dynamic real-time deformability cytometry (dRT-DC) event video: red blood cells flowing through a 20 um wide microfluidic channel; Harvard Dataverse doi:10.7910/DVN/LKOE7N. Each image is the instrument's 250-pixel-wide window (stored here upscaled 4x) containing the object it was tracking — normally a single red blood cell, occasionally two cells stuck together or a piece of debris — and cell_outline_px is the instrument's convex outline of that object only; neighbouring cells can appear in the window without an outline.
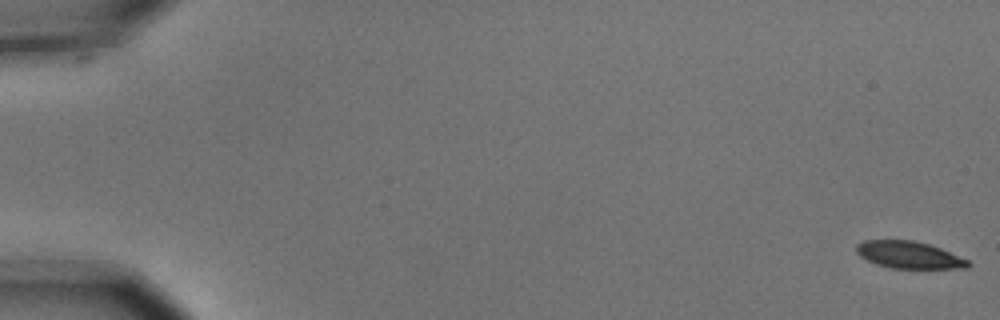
{"species": "common noctule bat (a hibernating species)", "species_latin": "Nyctalus noctula", "temperature_condition": "cold", "stored_images_in_passage": 6, "camera_frame_rate_fps": 3000, "um_per_image_px": 0.085, "animal": {"sex": "male", "body_mass_g": 15.6}, "frame": {"image": 1, "passage_image": 1, "time_ms": 0.0, "image_size_px": [1000, 320], "cell_outline_px": [[972, 264], [968, 268], [892, 268], [876, 264], [860, 256], [856, 252], [856, 244], [864, 240], [912, 240], [928, 244], [940, 248], [968, 260]], "centroid_in_image_um": [77.25, 21.66], "position_along_channel_um": 7.7, "area_um2": 17.51}}
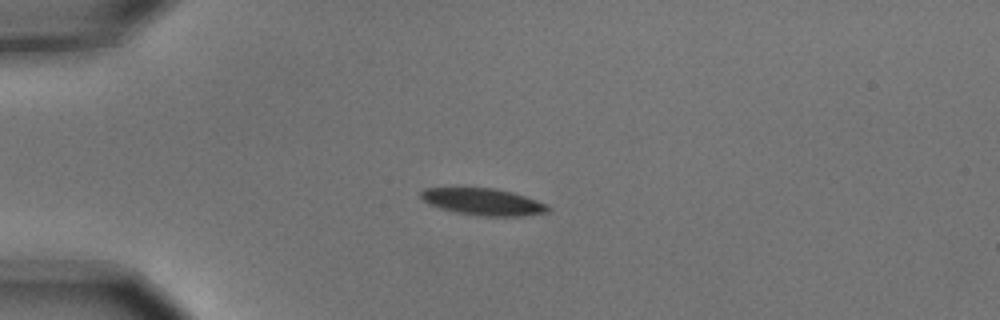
{"frame": {"image": 2, "passage_image": 5, "time_ms": 1.333, "image_size_px": [1000, 320], "cell_outline_px": [[552, 208], [548, 212], [520, 216], [480, 216], [456, 212], [440, 208], [428, 204], [420, 196], [420, 192], [424, 188], [492, 188], [512, 192], [548, 204]], "centroid_in_image_um": [41.08, 17.16], "position_along_channel_um": 43.9, "area_um2": 19.83}}